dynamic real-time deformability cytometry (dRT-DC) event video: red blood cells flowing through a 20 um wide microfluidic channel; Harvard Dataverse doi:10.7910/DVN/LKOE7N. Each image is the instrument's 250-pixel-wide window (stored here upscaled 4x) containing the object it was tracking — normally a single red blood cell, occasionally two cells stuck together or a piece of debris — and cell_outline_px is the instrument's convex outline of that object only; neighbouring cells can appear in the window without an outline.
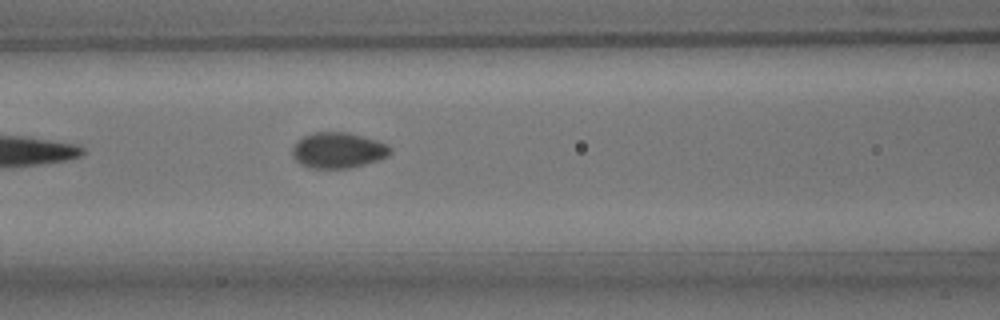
{"species": "common noctule bat (a hibernating species)", "species_latin": "Nyctalus noctula", "temperature_condition": "room temperature", "stored_images_in_passage": 5, "camera_frame_rate_fps": 3000, "um_per_image_px": 0.085, "animal": {"sex": "male", "body_mass_g": 15.6}, "frame": {"image": 1, "passage_image": 5, "time_ms": 4.667, "image_size_px": [1000, 320], "cell_outline_px": [[392, 152], [388, 156], [364, 164], [348, 168], [308, 168], [300, 164], [292, 156], [292, 148], [296, 140], [304, 136], [316, 132], [348, 132], [376, 140], [388, 144], [392, 148]], "centroid_in_image_um": [28.72, 12.77], "position_along_channel_um": 137.9, "area_um2": 20.46}}